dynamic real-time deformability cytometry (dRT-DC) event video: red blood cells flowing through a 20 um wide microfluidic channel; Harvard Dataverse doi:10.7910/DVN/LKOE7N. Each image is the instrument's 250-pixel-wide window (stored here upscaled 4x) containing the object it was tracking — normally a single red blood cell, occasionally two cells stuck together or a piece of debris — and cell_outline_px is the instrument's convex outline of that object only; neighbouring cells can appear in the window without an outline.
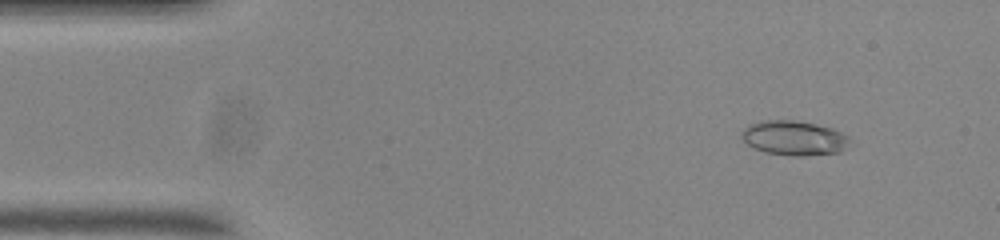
{"species": "common noctule bat (a hibernating species)", "species_latin": "Nyctalus noctula", "temperature_condition": "room temperature", "stored_images_in_passage": 55, "camera_frame_rate_fps": 3000, "um_per_image_px": 0.085, "animal": {"sex": "male", "body_mass_g": 20.0, "forearm_length_mm": 53.3}, "frame": {"image": 1, "passage_image": 6, "time_ms": 1.667, "image_size_px": [1000, 240], "cell_outline_px": [[856, 144], [840, 152], [804, 156], [788, 156], [764, 152], [752, 148], [740, 136], [740, 132], [748, 124], [760, 120], [796, 120], [832, 128], [848, 136]], "centroid_in_image_um": [67.52, 11.74], "position_along_channel_um": 17.5, "area_um2": 22.43}}
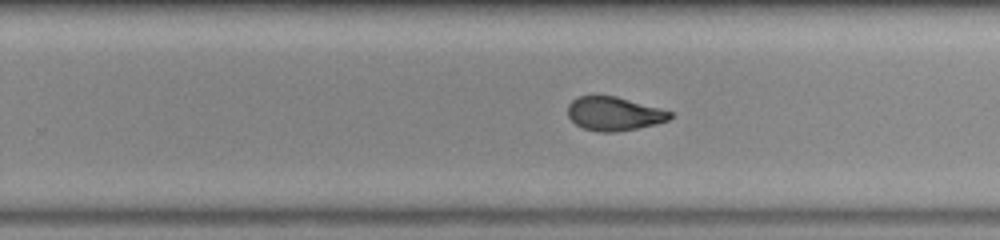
{"frame": {"image": 2, "passage_image": 34, "time_ms": 11.0, "image_size_px": [1000, 240], "cell_outline_px": [[676, 112], [668, 120], [656, 124], [636, 128], [612, 132], [600, 132], [584, 128], [576, 124], [568, 116], [568, 104], [572, 100], [580, 96], [616, 96]], "centroid_in_image_um": [52.23, 9.66], "position_along_channel_um": 277.6, "area_um2": 20.06}}
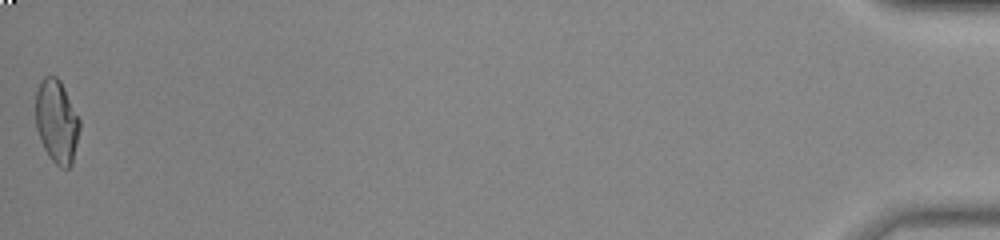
{"frame": {"image": 3, "passage_image": 55, "time_ms": 18.0, "image_size_px": [1000, 240], "cell_outline_px": [[80, 128], [72, 164], [68, 168], [60, 168], [48, 156], [40, 140], [36, 128], [36, 92], [40, 80], [44, 76], [56, 76], [60, 80], [80, 120]], "centroid_in_image_um": [4.81, 10.33], "position_along_channel_um": 430.4, "area_um2": 21.39}, "authors_computed_cell_mechanics": {"area_um2": 21.2126, "velocity_mm_per_s": 3.6995, "shape_relaxation_time_tau1_ms": null, "shape_relaxation_time_tau2_ms": 1.6482, "deformation_change_tau1": null, "deformation_change_tau2": 0.0757}}